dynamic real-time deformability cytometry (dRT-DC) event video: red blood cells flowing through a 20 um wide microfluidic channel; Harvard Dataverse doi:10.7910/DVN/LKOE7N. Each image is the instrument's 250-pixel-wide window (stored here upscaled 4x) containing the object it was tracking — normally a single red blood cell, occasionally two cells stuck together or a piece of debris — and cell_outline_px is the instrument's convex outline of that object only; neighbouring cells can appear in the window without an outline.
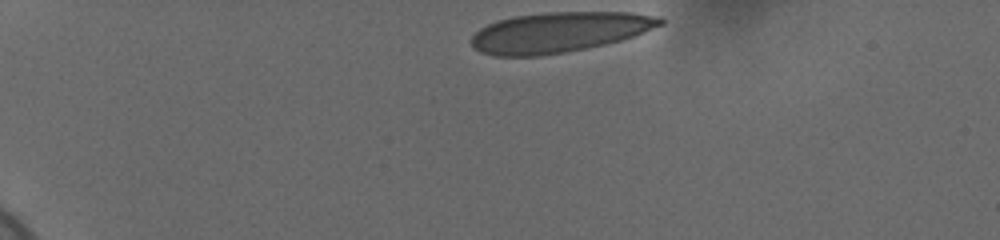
{"species": "human", "species_latin": "Homo sapiens", "temperature_condition": "cold", "stored_images_in_passage": 37, "camera_frame_rate_fps": 3000, "um_per_image_px": 0.085, "donor": {"sex": "female"}, "frame": {"image": 1, "passage_image": 1, "time_ms": 0.0, "image_size_px": [1000, 240], "cell_outline_px": [[664, 24], [644, 32], [620, 40], [604, 44], [564, 52], [540, 56], [492, 56], [480, 52], [472, 48], [472, 36], [480, 28], [496, 20], [512, 16], [544, 12], [632, 12], [660, 16], [664, 20]], "centroid_in_image_um": [47.5, 2.73], "position_along_channel_um": 37.5, "area_um2": 44.45}}
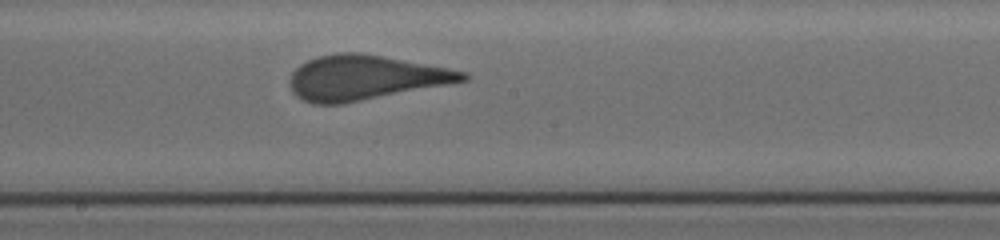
{"frame": {"image": 2, "passage_image": 22, "time_ms": 7.0, "image_size_px": [1000, 240], "cell_outline_px": [[472, 76], [468, 80], [448, 84], [344, 104], [312, 104], [296, 96], [292, 92], [288, 80], [292, 72], [300, 64], [308, 60], [320, 56], [336, 52], [360, 52], [448, 68], [468, 72]], "centroid_in_image_um": [31.01, 6.6], "position_along_channel_um": 217.2, "area_um2": 45.14}}
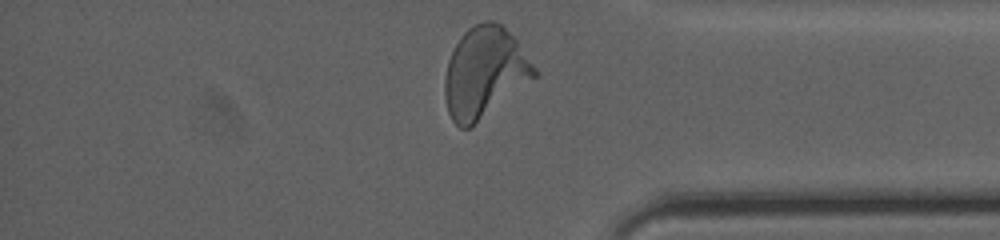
{"frame": {"image": 3, "passage_image": 37, "time_ms": 12.0, "image_size_px": [1000, 240], "cell_outline_px": [[536, 76], [472, 128], [460, 128], [452, 120], [448, 112], [444, 96], [444, 80], [448, 60], [456, 44], [464, 32], [468, 28], [484, 20], [492, 20], [500, 24], [516, 40], [536, 68]], "centroid_in_image_um": [41.15, 6.19], "position_along_channel_um": 394.0, "area_um2": 46.99}, "authors_computed_cell_mechanics": {"area_um2": 44.795, "velocity_mm_per_s": 3.6933, "shape_relaxation_time_tau1_ms": 6.2465, "shape_relaxation_time_tau2_ms": null, "deformation_change_tau1": 0.2067, "deformation_change_tau2": null}}